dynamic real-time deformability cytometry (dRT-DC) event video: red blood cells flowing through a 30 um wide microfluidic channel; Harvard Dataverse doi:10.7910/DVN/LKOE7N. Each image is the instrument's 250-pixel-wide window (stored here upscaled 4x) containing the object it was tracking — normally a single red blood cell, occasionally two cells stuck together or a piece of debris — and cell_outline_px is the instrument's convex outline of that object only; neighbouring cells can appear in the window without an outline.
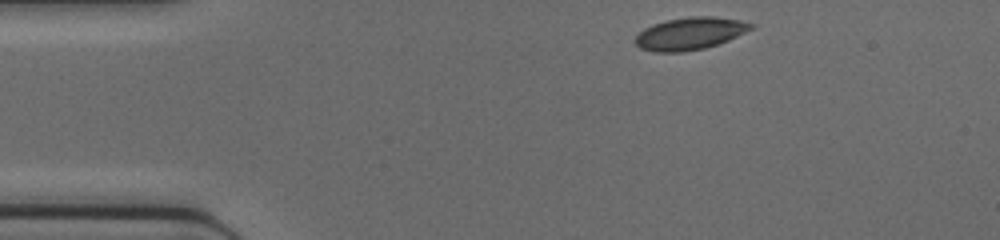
{"species": "common noctule bat (a hibernating species)", "species_latin": "Nyctalus noctula", "temperature_condition": "cold", "stored_images_in_passage": 39, "camera_frame_rate_fps": 3000, "um_per_image_px": 0.085, "animal": {"sex": "female", "body_mass_g": 17.0, "forearm_length_mm": 48.0}, "frame": {"image": 1, "passage_image": 1, "time_ms": 0.0, "image_size_px": [1000, 240], "cell_outline_px": [[756, 24], [752, 28], [728, 40], [704, 48], [680, 52], [656, 52], [640, 48], [636, 44], [636, 36], [644, 28], [652, 24], [668, 20], [692, 16], [712, 16], [740, 20]], "centroid_in_image_um": [58.64, 2.84], "position_along_channel_um": 26.4, "area_um2": 21.56}}
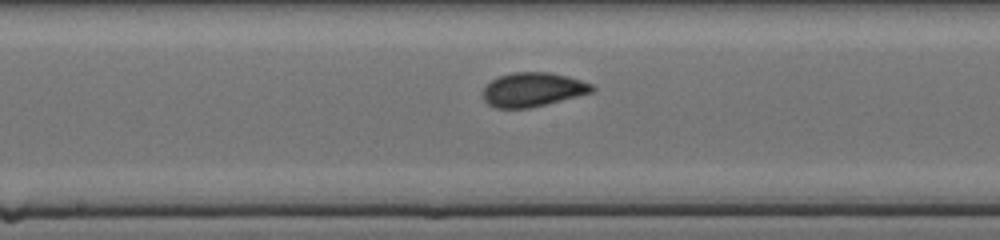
{"frame": {"image": 2, "passage_image": 17, "time_ms": 5.333, "image_size_px": [1000, 240], "cell_outline_px": [[596, 88], [592, 92], [528, 108], [496, 108], [488, 104], [484, 100], [484, 88], [492, 80], [500, 76], [512, 72], [548, 72], [568, 76], [592, 84]], "centroid_in_image_um": [45.28, 7.6], "position_along_channel_um": 202.9, "area_um2": 21.33}}
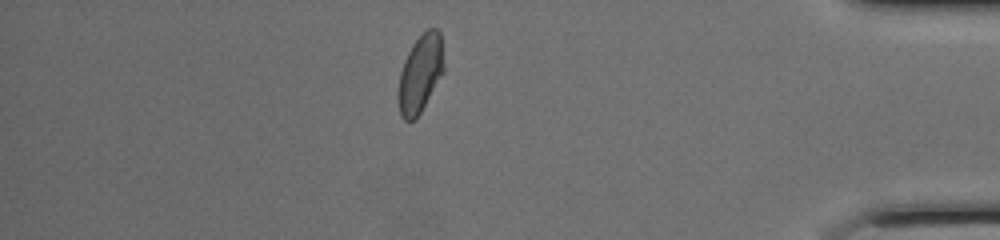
{"frame": {"image": 3, "passage_image": 33, "time_ms": 10.667, "image_size_px": [1000, 240], "cell_outline_px": [[444, 72], [416, 120], [408, 124], [400, 116], [396, 96], [400, 72], [404, 60], [412, 44], [428, 28], [436, 28], [440, 32], [444, 64]], "centroid_in_image_um": [35.69, 6.33], "position_along_channel_um": 399.5, "area_um2": 21.1}}